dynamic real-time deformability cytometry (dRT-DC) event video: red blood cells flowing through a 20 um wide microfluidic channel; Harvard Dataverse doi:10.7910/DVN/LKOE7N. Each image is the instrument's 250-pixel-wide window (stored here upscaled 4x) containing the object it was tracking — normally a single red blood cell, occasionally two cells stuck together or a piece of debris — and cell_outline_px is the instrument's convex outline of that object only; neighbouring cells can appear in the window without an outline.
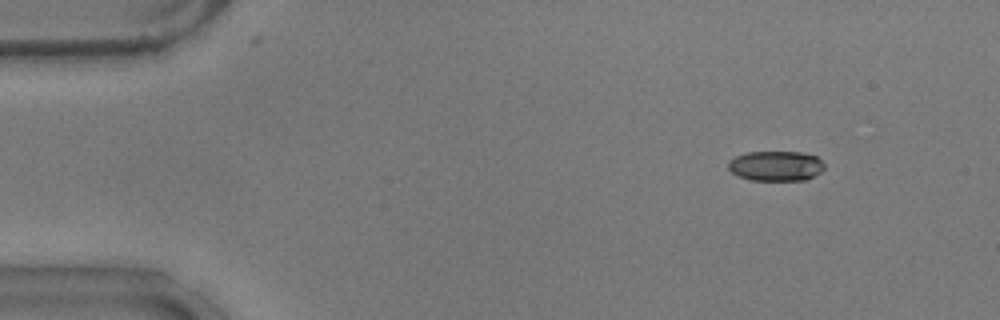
{"species": "common noctule bat (a hibernating species)", "species_latin": "Nyctalus noctula", "temperature_condition": "warm", "stored_images_in_passage": 14, "camera_frame_rate_fps": 3000, "um_per_image_px": 0.085, "animal": {"sex": "male", "body_mass_g": 17.9}, "frame": {"image": 1, "passage_image": 7, "time_ms": 2.0, "image_size_px": [1000, 320], "cell_outline_px": [[824, 168], [820, 172], [804, 180], [752, 180], [740, 176], [732, 172], [728, 168], [728, 160], [736, 156], [748, 152], [800, 152], [816, 156], [824, 164]], "centroid_in_image_um": [65.93, 14.09], "position_along_channel_um": 19.1, "area_um2": 16.65}}